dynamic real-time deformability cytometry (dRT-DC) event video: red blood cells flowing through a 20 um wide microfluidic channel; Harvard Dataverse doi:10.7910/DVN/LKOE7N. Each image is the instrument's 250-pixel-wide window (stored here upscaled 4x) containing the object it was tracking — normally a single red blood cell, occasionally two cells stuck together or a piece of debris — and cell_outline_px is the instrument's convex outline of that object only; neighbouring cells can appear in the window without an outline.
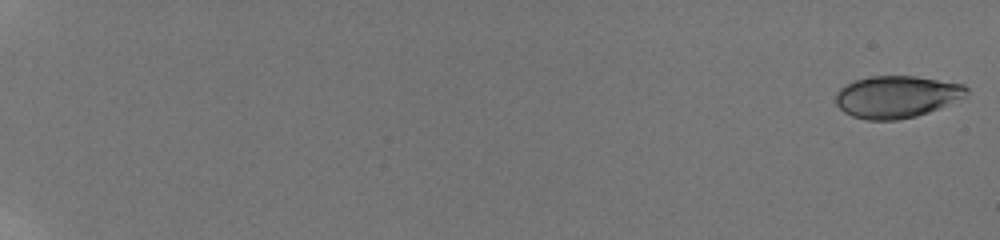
{"species": "human", "species_latin": "Homo sapiens", "temperature_condition": "room temperature", "stored_images_in_passage": 25, "camera_frame_rate_fps": 3000, "um_per_image_px": 0.085, "donor": {"sex": "male"}, "frame": {"image": 1, "passage_image": 1, "time_ms": 0.0, "image_size_px": [1000, 240], "cell_outline_px": [[968, 92], [964, 96], [928, 112], [916, 116], [896, 120], [868, 120], [852, 116], [844, 112], [836, 104], [836, 92], [840, 88], [856, 80], [872, 76], [916, 76], [964, 84], [968, 88]], "centroid_in_image_um": [76.19, 8.22], "position_along_channel_um": 8.8, "area_um2": 31.73}}
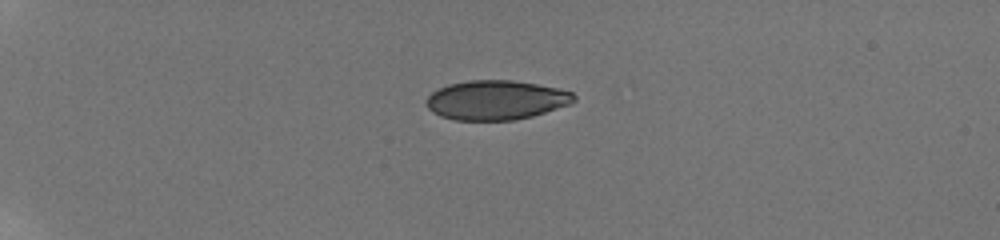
{"frame": {"image": 2, "passage_image": 12, "time_ms": 5.667, "image_size_px": [1000, 240], "cell_outline_px": [[576, 100], [572, 104], [532, 116], [516, 120], [456, 120], [440, 116], [432, 112], [428, 108], [424, 100], [432, 92], [448, 84], [468, 80], [512, 80], [536, 84], [556, 88], [572, 92], [576, 96]], "centroid_in_image_um": [42.16, 8.51], "position_along_channel_um": 42.8, "area_um2": 34.04}}
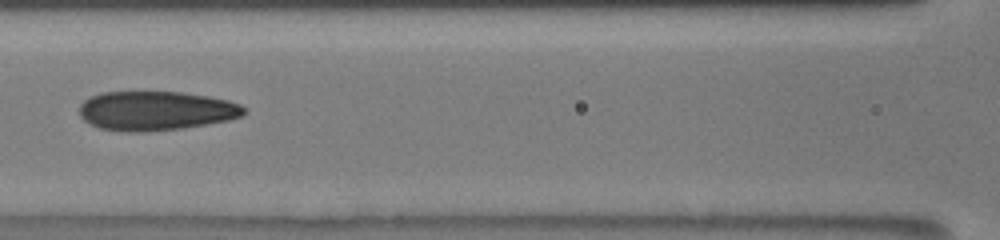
{"frame": {"image": 3, "passage_image": 23, "time_ms": 10.333, "image_size_px": [1000, 240], "cell_outline_px": [[244, 116], [228, 120], [184, 128], [144, 132], [128, 132], [100, 128], [84, 120], [80, 116], [80, 104], [84, 100], [100, 92], [180, 92], [208, 96], [228, 100], [240, 104], [244, 108]], "centroid_in_image_um": [13.25, 9.42], "position_along_channel_um": 153.3, "area_um2": 37.63}}